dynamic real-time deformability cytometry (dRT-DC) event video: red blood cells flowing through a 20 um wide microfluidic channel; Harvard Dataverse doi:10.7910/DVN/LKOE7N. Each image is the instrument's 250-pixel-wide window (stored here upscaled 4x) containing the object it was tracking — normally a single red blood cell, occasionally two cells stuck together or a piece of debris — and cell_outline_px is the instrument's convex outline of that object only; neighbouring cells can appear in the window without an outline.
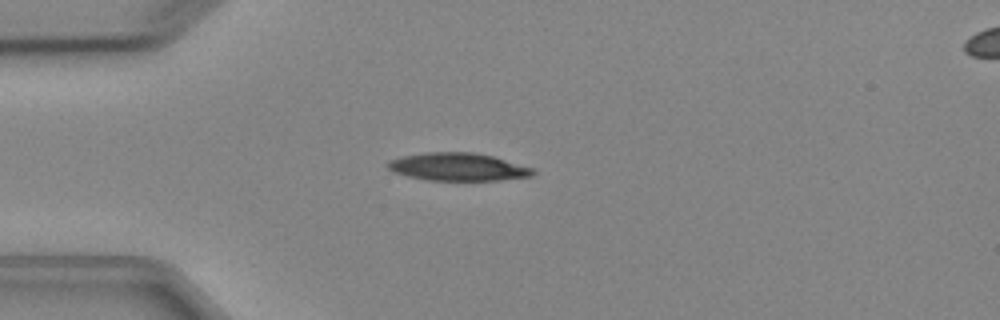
{"species": "Egyptian fruit bat (a non-hibernating species)", "species_latin": "Rousettus aegyptiacus", "temperature_condition": "cold", "stored_images_in_passage": 3, "camera_frame_rate_fps": 3000, "um_per_image_px": 0.085, "animal": {"sex": "female"}, "frame": {"image": 1, "passage_image": 2, "time_ms": 1.0, "image_size_px": [1000, 320], "cell_outline_px": [[536, 172], [532, 176], [500, 180], [428, 180], [408, 176], [392, 172], [384, 164], [388, 160], [400, 156], [424, 152], [472, 152], [492, 156], [536, 168]], "centroid_in_image_um": [38.91, 14.18], "position_along_channel_um": 46.1, "area_um2": 23.81}}